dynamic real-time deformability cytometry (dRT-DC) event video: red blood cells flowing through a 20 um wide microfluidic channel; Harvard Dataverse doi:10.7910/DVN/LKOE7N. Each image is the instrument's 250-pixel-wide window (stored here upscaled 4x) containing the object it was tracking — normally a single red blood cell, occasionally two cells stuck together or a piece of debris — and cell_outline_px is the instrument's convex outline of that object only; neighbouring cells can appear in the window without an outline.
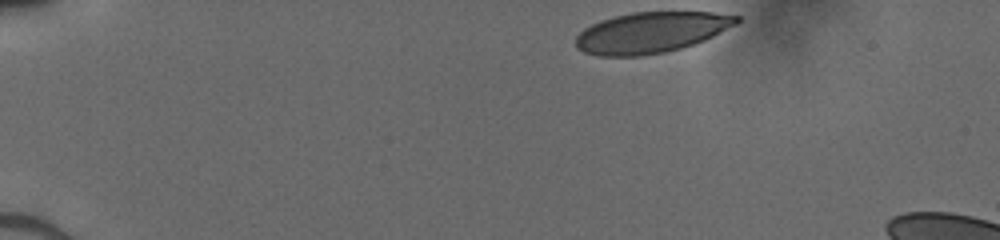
{"species": "human", "species_latin": "Homo sapiens", "temperature_condition": "cold", "stored_images_in_passage": 36, "camera_frame_rate_fps": 3000, "um_per_image_px": 0.085, "donor": {"sex": "male"}, "frame": {"image": 1, "passage_image": 1, "time_ms": 0.0, "image_size_px": [1000, 240], "cell_outline_px": [[740, 20], [736, 24], [704, 40], [680, 48], [664, 52], [640, 56], [596, 56], [584, 52], [576, 48], [576, 36], [584, 28], [600, 20], [632, 12], [712, 12], [740, 16]], "centroid_in_image_um": [55.31, 2.76], "position_along_channel_um": 29.7, "area_um2": 38.09}}
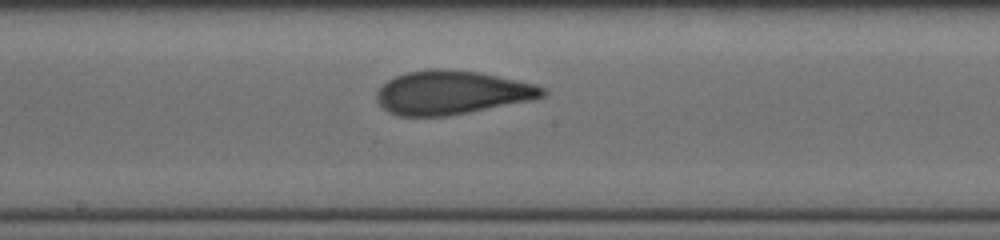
{"frame": {"image": 2, "passage_image": 21, "time_ms": 6.667, "image_size_px": [1000, 240], "cell_outline_px": [[548, 92], [544, 96], [532, 100], [468, 112], [444, 116], [396, 116], [388, 112], [376, 100], [376, 92], [388, 80], [396, 76], [408, 72], [428, 68], [448, 68], [480, 72], [536, 84], [548, 88]], "centroid_in_image_um": [38.42, 7.85], "position_along_channel_um": 209.8, "area_um2": 42.48}}
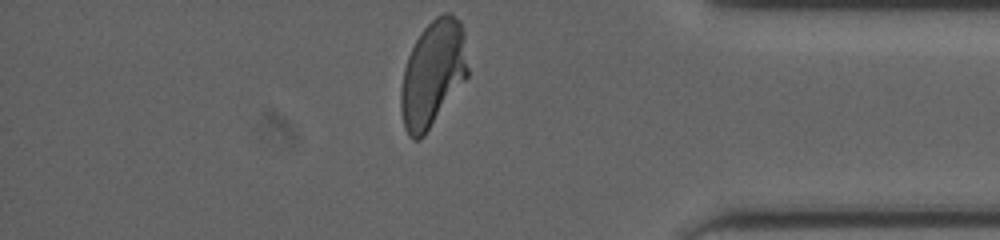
{"frame": {"image": 3, "passage_image": 36, "time_ms": 11.667, "image_size_px": [1000, 240], "cell_outline_px": [[468, 76], [424, 136], [420, 140], [412, 140], [408, 136], [404, 128], [400, 108], [400, 88], [404, 68], [408, 56], [420, 32], [436, 16], [444, 12], [452, 12], [460, 20], [464, 32], [468, 68]], "centroid_in_image_um": [36.78, 6.26], "position_along_channel_um": 398.4, "area_um2": 41.73}}